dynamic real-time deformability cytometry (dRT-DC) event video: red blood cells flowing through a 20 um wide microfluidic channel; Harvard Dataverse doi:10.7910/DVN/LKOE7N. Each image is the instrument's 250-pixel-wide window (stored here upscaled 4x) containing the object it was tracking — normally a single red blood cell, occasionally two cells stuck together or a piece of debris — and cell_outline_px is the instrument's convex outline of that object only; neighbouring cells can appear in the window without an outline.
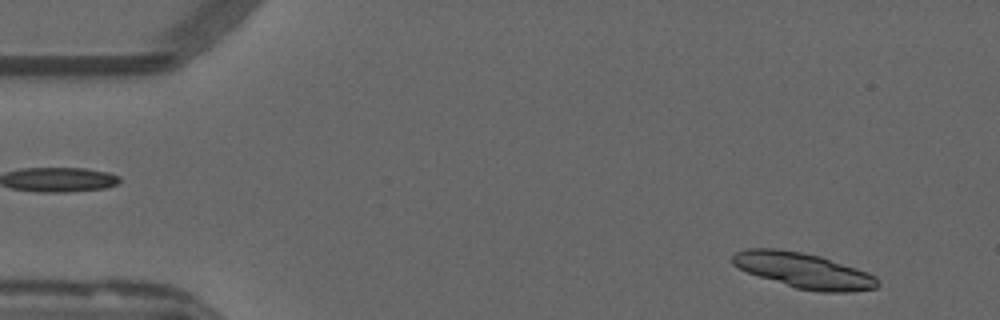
{"species": "common noctule bat (a hibernating species)", "species_latin": "Nyctalus noctula", "temperature_condition": "warm", "stored_images_in_passage": 42, "segment_of_instrument_passage": [1, 2], "camera_frame_rate_fps": 3000, "um_per_image_px": 0.085, "animal": {"sex": "male", "forearm_length_mm": 52.5}, "frame": {"image": 1, "passage_image": 3, "time_ms": 0.667, "image_size_px": [1000, 320], "cell_outline_px": [[880, 284], [876, 288], [848, 292], [820, 292], [796, 288], [748, 272], [732, 264], [732, 256], [736, 252], [744, 248], [776, 248], [800, 252], [820, 256], [868, 272], [876, 276], [880, 280]], "centroid_in_image_um": [68.33, 22.99], "position_along_channel_um": 16.7, "area_um2": 29.77}}